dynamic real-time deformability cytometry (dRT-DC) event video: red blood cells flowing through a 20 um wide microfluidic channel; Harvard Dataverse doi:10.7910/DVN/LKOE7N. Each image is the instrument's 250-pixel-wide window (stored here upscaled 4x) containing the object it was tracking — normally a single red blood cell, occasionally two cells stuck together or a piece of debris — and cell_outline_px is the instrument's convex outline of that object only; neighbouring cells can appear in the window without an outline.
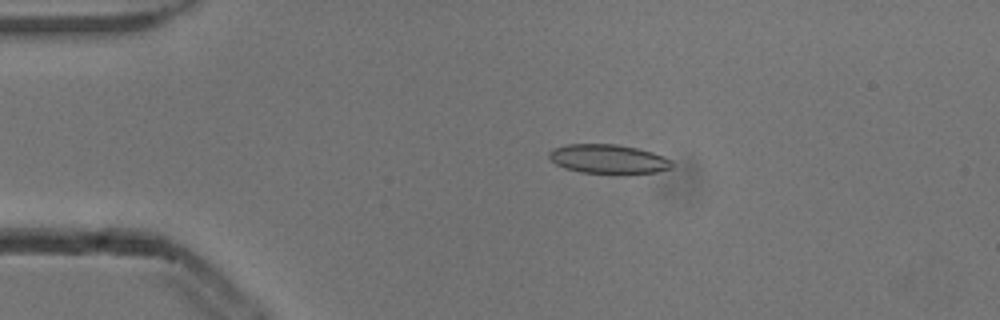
{"species": "common noctule bat (a hibernating species)", "species_latin": "Nyctalus noctula", "temperature_condition": "cold", "stored_images_in_passage": 4, "camera_frame_rate_fps": 3000, "um_per_image_px": 0.085, "animal": {"sex": "male", "body_mass_g": 13.3}, "frame": {"image": 1, "passage_image": 3, "time_ms": 0.667, "image_size_px": [1000, 320], "cell_outline_px": [[672, 168], [656, 172], [580, 172], [564, 168], [556, 164], [548, 156], [548, 152], [552, 148], [564, 144], [616, 144], [636, 148], [652, 152], [664, 156], [672, 160]], "centroid_in_image_um": [51.67, 13.49], "position_along_channel_um": 33.3, "area_um2": 20.58}}